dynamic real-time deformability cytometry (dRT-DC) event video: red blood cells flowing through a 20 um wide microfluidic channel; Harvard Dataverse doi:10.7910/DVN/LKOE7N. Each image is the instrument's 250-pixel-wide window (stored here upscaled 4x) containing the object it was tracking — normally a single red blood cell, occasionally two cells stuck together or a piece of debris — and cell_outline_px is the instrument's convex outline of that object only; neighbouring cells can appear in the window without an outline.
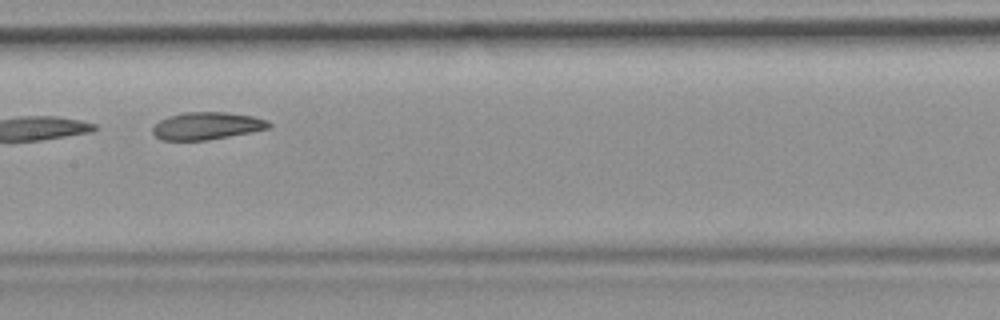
{"species": "common noctule bat (a hibernating species)", "species_latin": "Nyctalus noctula", "temperature_condition": "room temperature", "stored_images_in_passage": 7, "camera_frame_rate_fps": 3000, "um_per_image_px": 0.085, "animal": {"sex": "female", "body_mass_g": 19.9}, "frame": {"image": 1, "passage_image": 6, "time_ms": 6.0, "image_size_px": [1000, 320], "cell_outline_px": [[272, 128], [208, 140], [160, 140], [152, 132], [152, 128], [160, 120], [168, 116], [184, 112], [228, 112], [252, 116], [268, 120], [272, 124]], "centroid_in_image_um": [17.61, 10.69], "position_along_channel_um": 189.8, "area_um2": 18.67}}